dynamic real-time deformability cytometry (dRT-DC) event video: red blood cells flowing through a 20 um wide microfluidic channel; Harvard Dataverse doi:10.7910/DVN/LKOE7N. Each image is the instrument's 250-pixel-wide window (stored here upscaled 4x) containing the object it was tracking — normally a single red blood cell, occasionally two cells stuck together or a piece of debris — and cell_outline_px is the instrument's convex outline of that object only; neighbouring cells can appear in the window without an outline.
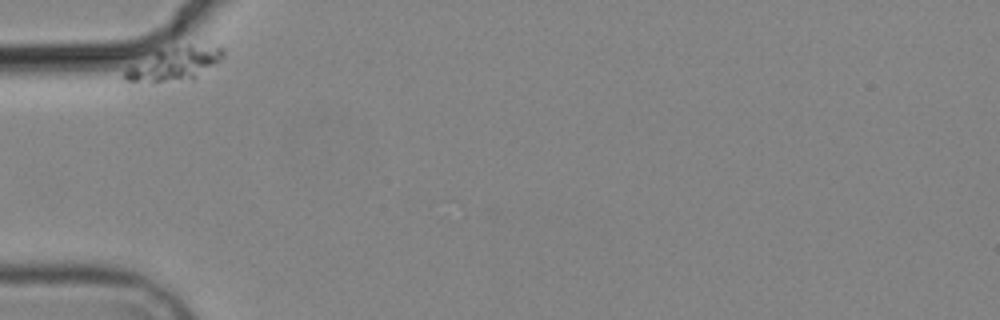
{"species": "common noctule bat (a hibernating species)", "species_latin": "Nyctalus noctula", "temperature_condition": "cold", "stored_images_in_passage": 2, "camera_frame_rate_fps": 3000, "um_per_image_px": 0.085, "animal": {"sex": "male", "body_mass_g": 19.2, "forearm_length_mm": 51.8}, "frame": {"image": 1, "passage_image": 1, "time_ms": 0.0, "image_size_px": [1000, 320], "cell_outline_px": [[224, 56], [220, 60], [192, 80], [124, 80], [124, 72], [128, 68], [160, 48], [188, 44], [192, 44], [224, 48]], "centroid_in_image_um": [14.9, 5.37], "position_along_channel_um": 70.1, "area_um2": 18.5}}